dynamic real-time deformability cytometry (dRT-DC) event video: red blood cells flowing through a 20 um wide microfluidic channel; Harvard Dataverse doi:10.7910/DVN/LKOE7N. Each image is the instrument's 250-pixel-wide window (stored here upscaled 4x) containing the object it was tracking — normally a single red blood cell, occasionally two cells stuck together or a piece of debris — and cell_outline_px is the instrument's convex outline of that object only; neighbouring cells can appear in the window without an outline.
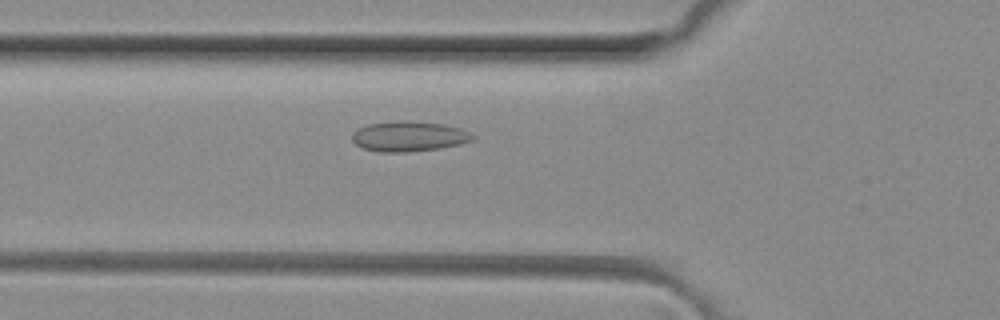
{"species": "common noctule bat (a hibernating species)", "species_latin": "Nyctalus noctula", "temperature_condition": "room temperature", "stored_images_in_passage": 48, "camera_frame_rate_fps": 3000, "um_per_image_px": 0.085, "animal": {"sex": "female", "body_mass_g": 29.2, "forearm_length_mm": 56.3}, "frame": {"image": 1, "passage_image": 18, "time_ms": 5.667, "image_size_px": [1000, 320], "cell_outline_px": [[476, 140], [460, 144], [440, 148], [408, 152], [380, 152], [360, 148], [352, 140], [352, 136], [360, 128], [368, 124], [408, 120], [444, 124], [460, 128], [476, 136]], "centroid_in_image_um": [34.8, 11.6], "position_along_channel_um": 91.0, "area_um2": 21.21}}
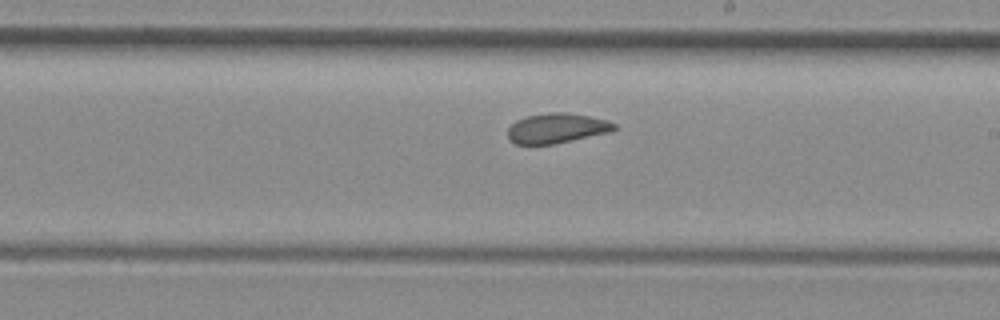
{"frame": {"image": 2, "passage_image": 29, "time_ms": 9.333, "image_size_px": [1000, 320], "cell_outline_px": [[616, 128], [612, 132], [552, 144], [516, 144], [508, 136], [508, 128], [516, 120], [528, 116], [552, 112], [564, 112], [588, 116], [604, 120], [616, 124]], "centroid_in_image_um": [47.33, 10.9], "position_along_channel_um": 241.7, "area_um2": 18.26}}
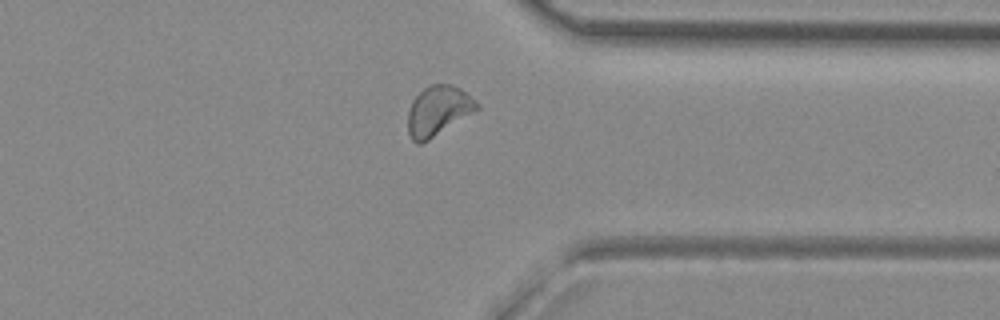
{"frame": {"image": 3, "passage_image": 39, "time_ms": 12.667, "image_size_px": [1000, 320], "cell_outline_px": [[480, 108], [428, 140], [420, 144], [416, 144], [412, 140], [408, 132], [408, 112], [412, 100], [424, 88], [432, 84], [452, 84], [460, 88], [480, 104]], "centroid_in_image_um": [37.23, 9.41], "position_along_channel_um": 374.2, "area_um2": 19.83}, "authors_computed_cell_mechanics": {"area_um2": 19.4208, "velocity_mm_per_s": 4.112, "shape_relaxation_time_tau1_ms": null, "shape_relaxation_time_tau2_ms": 1.3431, "deformation_change_tau1": null, "deformation_change_tau2": 0.0624}}